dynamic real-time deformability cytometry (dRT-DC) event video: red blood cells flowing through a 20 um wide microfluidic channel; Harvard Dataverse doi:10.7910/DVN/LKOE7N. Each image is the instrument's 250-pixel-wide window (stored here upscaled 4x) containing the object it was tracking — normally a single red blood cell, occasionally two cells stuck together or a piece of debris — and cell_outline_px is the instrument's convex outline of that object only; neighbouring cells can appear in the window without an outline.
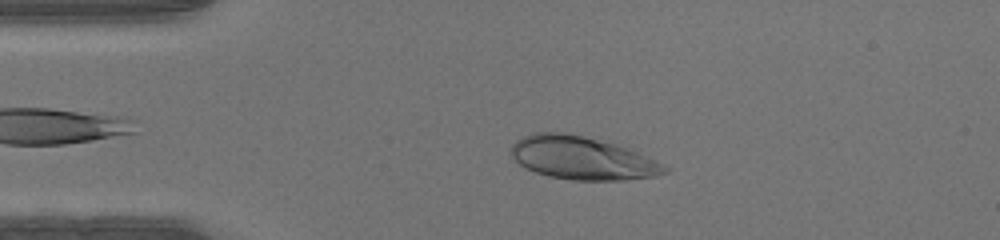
{"species": "human", "species_latin": "Homo sapiens", "temperature_condition": "warm", "stored_images_in_passage": 46, "camera_frame_rate_fps": 3000, "um_per_image_px": 0.085, "donor": {"sex": "male"}, "frame": {"image": 1, "passage_image": 9, "time_ms": 2.667, "image_size_px": [1000, 240], "cell_outline_px": [[672, 168], [668, 172], [656, 176], [624, 180], [572, 180], [548, 176], [524, 168], [512, 156], [512, 144], [516, 140], [524, 136], [536, 132], [564, 132], [584, 136], [616, 144], [628, 148], [664, 164]], "centroid_in_image_um": [49.51, 13.44], "position_along_channel_um": 35.5, "area_um2": 38.55}}
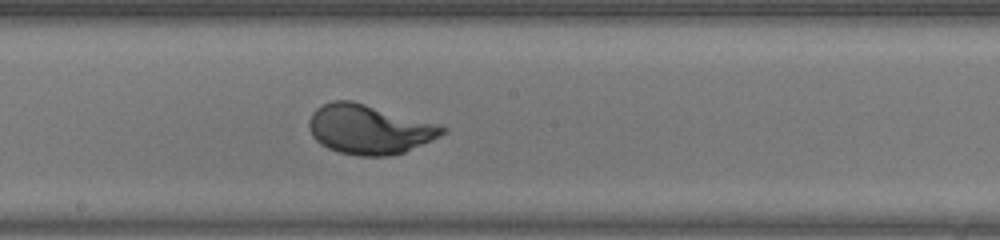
{"frame": {"image": 2, "passage_image": 24, "time_ms": 7.667, "image_size_px": [1000, 240], "cell_outline_px": [[448, 132], [440, 136], [404, 152], [388, 156], [356, 156], [340, 152], [328, 148], [320, 144], [312, 136], [308, 128], [308, 120], [312, 112], [316, 108], [332, 100], [352, 100], [448, 128]], "centroid_in_image_um": [31.32, 11.0], "position_along_channel_um": 216.9, "area_um2": 38.15}}
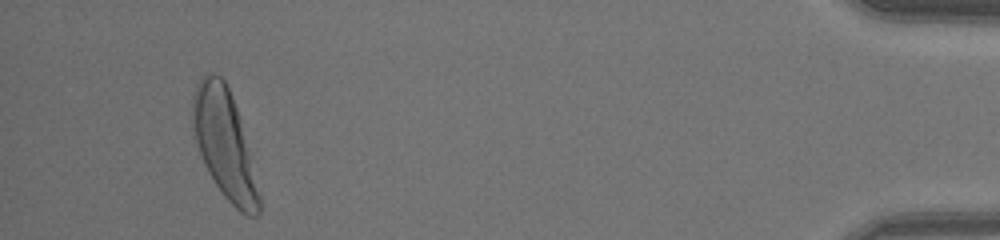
{"frame": {"image": 3, "passage_image": 43, "time_ms": 14.0, "image_size_px": [1000, 240], "cell_outline_px": [[260, 212], [256, 216], [248, 216], [240, 212], [224, 196], [208, 172], [204, 164], [192, 128], [192, 96], [196, 84], [208, 72], [212, 72], [220, 76], [224, 80], [232, 96], [236, 108], [260, 196]], "centroid_in_image_um": [19.04, 12.22], "position_along_channel_um": 416.2, "area_um2": 41.04}}